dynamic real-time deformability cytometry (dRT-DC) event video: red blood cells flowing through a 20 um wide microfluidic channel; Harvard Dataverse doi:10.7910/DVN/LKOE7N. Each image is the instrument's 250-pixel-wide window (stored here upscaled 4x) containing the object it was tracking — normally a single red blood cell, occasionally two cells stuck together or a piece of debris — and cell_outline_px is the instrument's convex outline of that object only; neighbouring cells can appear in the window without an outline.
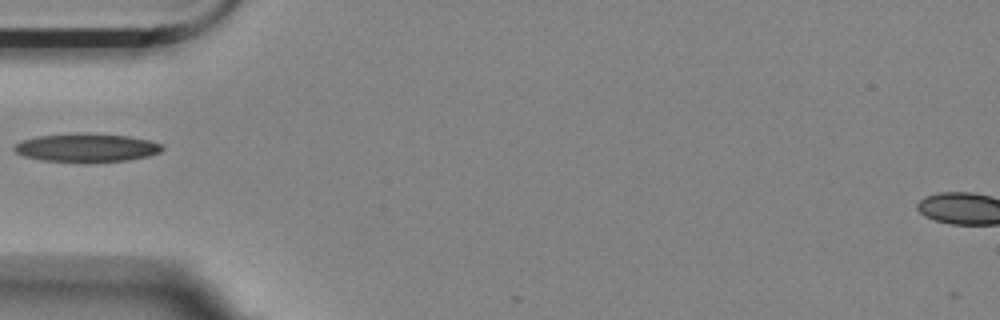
{"species": "Egyptian fruit bat (a non-hibernating species)", "species_latin": "Rousettus aegyptiacus", "temperature_condition": "room temperature", "stored_images_in_passage": 1, "camera_frame_rate_fps": 3000, "um_per_image_px": 0.085, "animal": {"sex": "female"}, "frame": {"image": 1, "passage_image": 1, "time_ms": 0.0, "image_size_px": [1000, 320], "cell_outline_px": [[164, 148], [160, 152], [148, 156], [128, 160], [40, 160], [24, 156], [16, 152], [12, 148], [20, 140], [36, 136], [76, 132], [88, 132], [128, 136], [148, 140], [160, 144]], "centroid_in_image_um": [7.32, 12.5], "position_along_channel_um": 77.7, "area_um2": 24.1}}